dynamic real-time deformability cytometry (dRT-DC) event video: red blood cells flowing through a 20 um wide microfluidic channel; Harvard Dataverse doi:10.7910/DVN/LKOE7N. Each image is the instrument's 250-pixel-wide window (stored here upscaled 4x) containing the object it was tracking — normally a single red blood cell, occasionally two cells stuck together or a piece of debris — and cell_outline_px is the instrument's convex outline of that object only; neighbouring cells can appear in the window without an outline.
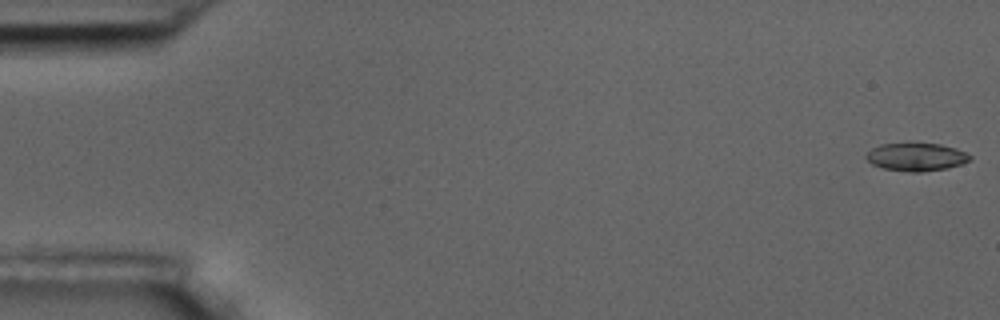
{"species": "common noctule bat (a hibernating species)", "species_latin": "Nyctalus noctula", "temperature_condition": "room temperature", "stored_images_in_passage": 33, "camera_frame_rate_fps": 3000, "um_per_image_px": 0.085, "animal": {"sex": "male", "body_mass_g": 17.5, "forearm_length_mm": 52.3}, "frame": {"image": 1, "passage_image": 1, "time_ms": 0.0, "image_size_px": [1000, 320], "cell_outline_px": [[972, 160], [948, 168], [920, 172], [908, 172], [884, 168], [872, 164], [864, 156], [872, 148], [880, 144], [908, 140], [940, 144], [956, 148], [972, 156]], "centroid_in_image_um": [77.86, 13.29], "position_along_channel_um": 7.1, "area_um2": 17.63}}
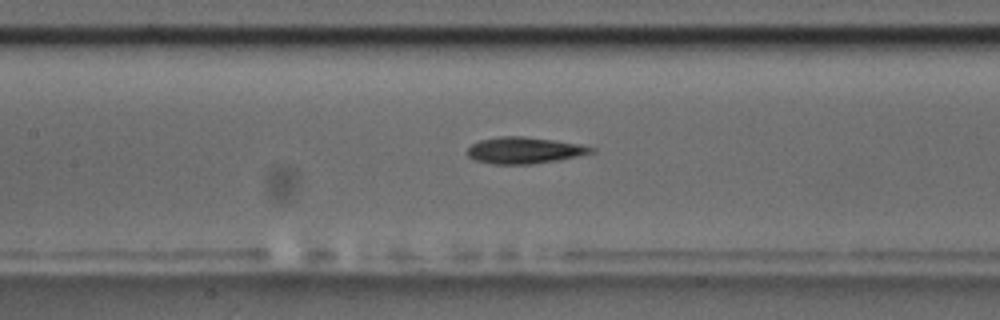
{"frame": {"image": 2, "passage_image": 26, "time_ms": 8.333, "image_size_px": [1000, 320], "cell_outline_px": [[596, 152], [556, 160], [532, 164], [492, 164], [472, 160], [468, 156], [468, 148], [472, 144], [480, 140], [500, 136], [524, 136], [580, 144], [596, 148]], "centroid_in_image_um": [44.55, 12.78], "position_along_channel_um": 162.9, "area_um2": 19.07}}
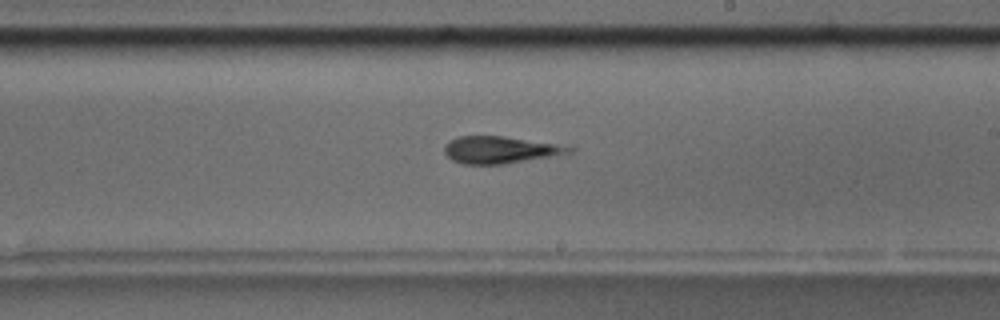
{"frame": {"image": 3, "passage_image": 33, "time_ms": 10.667, "image_size_px": [1000, 320], "cell_outline_px": [[576, 148], [572, 152], [504, 164], [464, 164], [452, 160], [444, 152], [444, 144], [448, 140], [456, 136], [504, 136], [556, 144]], "centroid_in_image_um": [42.43, 12.73], "position_along_channel_um": 246.6, "area_um2": 19.48}}